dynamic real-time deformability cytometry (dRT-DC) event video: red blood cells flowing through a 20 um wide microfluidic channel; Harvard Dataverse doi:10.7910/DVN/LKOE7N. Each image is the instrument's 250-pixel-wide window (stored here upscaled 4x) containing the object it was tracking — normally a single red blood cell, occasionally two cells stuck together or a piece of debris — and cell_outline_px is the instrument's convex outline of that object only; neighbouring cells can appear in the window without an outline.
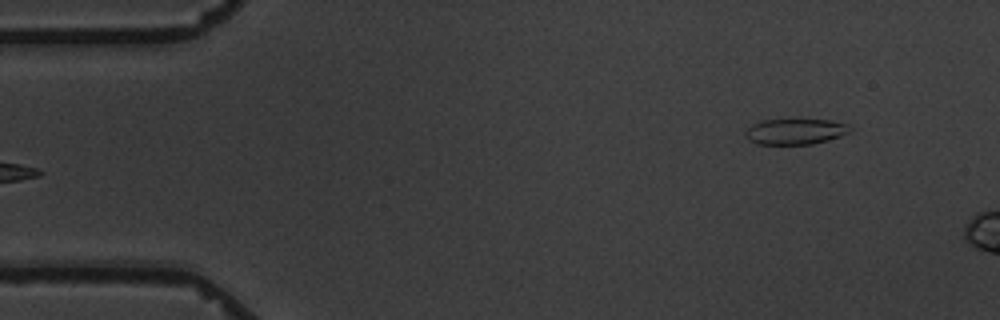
{"species": "common noctule bat (a hibernating species)", "species_latin": "Nyctalus noctula", "temperature_condition": "warm", "stored_images_in_passage": 6, "segment_of_instrument_passage": [2, 2], "camera_frame_rate_fps": 3000, "um_per_image_px": 0.085, "animal": {"sex": "male", "body_mass_g": 19.5, "forearm_length_mm": 54.6}, "frame": {"image": 1, "passage_image": 6, "time_ms": 6.0, "image_size_px": [1000, 320], "cell_outline_px": [[852, 128], [848, 132], [840, 136], [828, 140], [812, 144], [756, 144], [748, 140], [744, 132], [748, 128], [764, 120], [828, 120], [848, 124]], "centroid_in_image_um": [67.6, 11.19], "position_along_channel_um": 17.4, "area_um2": 15.43}}